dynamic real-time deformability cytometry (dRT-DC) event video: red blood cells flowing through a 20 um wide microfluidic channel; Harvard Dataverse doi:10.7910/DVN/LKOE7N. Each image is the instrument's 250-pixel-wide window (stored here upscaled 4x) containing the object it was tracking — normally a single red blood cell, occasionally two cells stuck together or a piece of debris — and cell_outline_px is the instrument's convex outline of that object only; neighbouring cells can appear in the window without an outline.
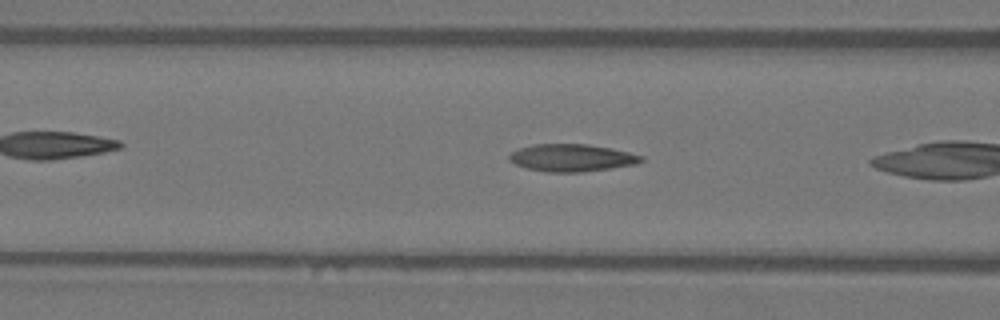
{"species": "Egyptian fruit bat (a non-hibernating species)", "species_latin": "Rousettus aegyptiacus", "temperature_condition": "warm", "stored_images_in_passage": 6, "camera_frame_rate_fps": 3000, "um_per_image_px": 0.085, "animal": {"sex": "female"}, "frame": {"image": 1, "passage_image": 4, "time_ms": 1.0, "image_size_px": [1000, 320], "cell_outline_px": [[644, 160], [636, 164], [612, 168], [580, 172], [548, 172], [528, 168], [516, 164], [508, 160], [508, 156], [512, 152], [520, 148], [532, 144], [588, 144], [612, 148], [644, 156]], "centroid_in_image_um": [48.62, 13.41], "position_along_channel_um": 118.0, "area_um2": 21.04}}